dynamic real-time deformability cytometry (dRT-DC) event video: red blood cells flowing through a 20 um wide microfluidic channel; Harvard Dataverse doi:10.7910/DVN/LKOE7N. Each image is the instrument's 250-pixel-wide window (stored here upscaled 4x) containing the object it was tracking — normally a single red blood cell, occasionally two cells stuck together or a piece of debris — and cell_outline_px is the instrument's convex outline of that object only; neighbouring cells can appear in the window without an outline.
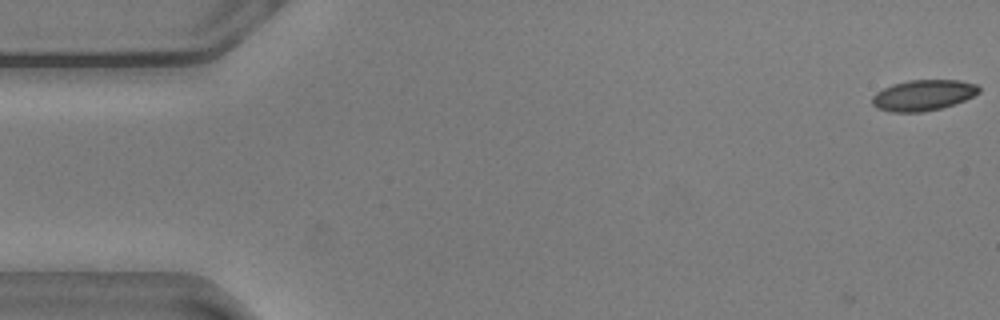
{"species": "common noctule bat (a hibernating species)", "species_latin": "Nyctalus noctula", "temperature_condition": "warm", "stored_images_in_passage": 5, "camera_frame_rate_fps": 3000, "um_per_image_px": 0.085, "animal": {"sex": "male", "body_mass_g": 20.5, "forearm_length_mm": 52.5}, "frame": {"image": 1, "passage_image": 1, "time_ms": 0.0, "image_size_px": [1000, 320], "cell_outline_px": [[980, 92], [964, 100], [940, 108], [924, 112], [888, 112], [876, 108], [872, 104], [872, 96], [876, 92], [892, 84], [908, 80], [960, 80], [976, 84], [980, 88]], "centroid_in_image_um": [78.44, 8.09], "position_along_channel_um": 6.6, "area_um2": 19.19}}